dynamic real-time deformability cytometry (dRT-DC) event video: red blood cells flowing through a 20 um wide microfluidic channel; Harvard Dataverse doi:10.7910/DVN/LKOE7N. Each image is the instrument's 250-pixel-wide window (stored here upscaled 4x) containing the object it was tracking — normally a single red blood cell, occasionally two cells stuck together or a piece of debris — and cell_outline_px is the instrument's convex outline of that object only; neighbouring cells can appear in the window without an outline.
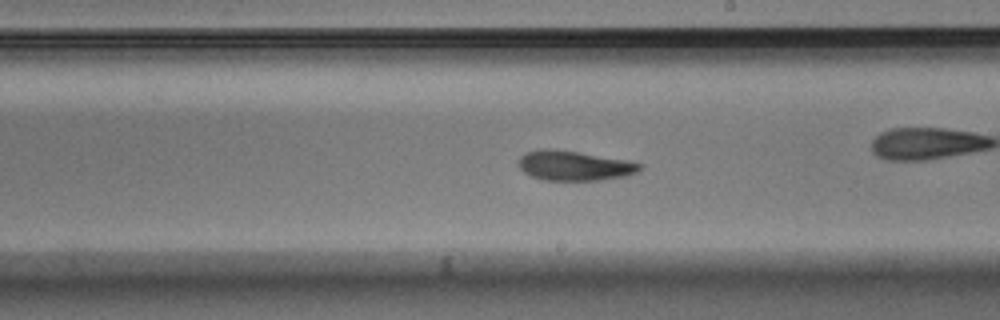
{"species": "Egyptian fruit bat (a non-hibernating species)", "species_latin": "Rousettus aegyptiacus", "temperature_condition": "warm", "stored_images_in_passage": 54, "camera_frame_rate_fps": 3000, "um_per_image_px": 0.085, "animal": {"sex": "male"}, "frame": {"image": 1, "passage_image": 31, "time_ms": 10.0, "image_size_px": [1000, 320], "cell_outline_px": [[644, 164], [636, 172], [628, 176], [600, 180], [544, 180], [532, 176], [524, 172], [516, 164], [516, 160], [524, 152], [540, 148], [548, 148], [580, 152], [624, 160]], "centroid_in_image_um": [48.74, 14.07], "position_along_channel_um": 240.3, "area_um2": 21.21}, "authors_computed_cell_mechanics": {"area_um2": 21.1259, "velocity_mm_per_s": 3.7718, "shape_relaxation_time_tau1_ms": 4.0013, "shape_relaxation_time_tau2_ms": 4.4054, "deformation_change_tau1": 0.1748, "deformation_change_tau2": 0.1092}}